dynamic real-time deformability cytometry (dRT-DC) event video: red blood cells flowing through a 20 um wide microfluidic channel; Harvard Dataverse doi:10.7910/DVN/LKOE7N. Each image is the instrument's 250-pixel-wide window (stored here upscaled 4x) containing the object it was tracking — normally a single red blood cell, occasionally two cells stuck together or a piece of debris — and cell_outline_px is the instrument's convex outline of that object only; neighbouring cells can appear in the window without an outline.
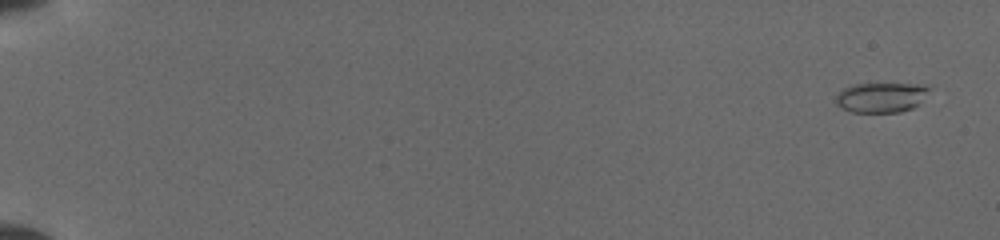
{"species": "common noctule bat (a hibernating species)", "species_latin": "Nyctalus noctula", "temperature_condition": "cold", "stored_images_in_passage": 64, "camera_frame_rate_fps": 3000, "um_per_image_px": 0.085, "animal": {"sex": "female", "body_mass_g": 19.5, "forearm_length_mm": 54.1}, "frame": {"image": 1, "passage_image": 3, "time_ms": 0.667, "image_size_px": [1000, 240], "cell_outline_px": [[932, 84], [916, 104], [912, 108], [900, 112], [852, 112], [840, 108], [836, 104], [836, 96], [844, 88], [852, 84], [876, 80]], "centroid_in_image_um": [74.88, 8.19], "position_along_channel_um": 10.1, "area_um2": 17.22}}
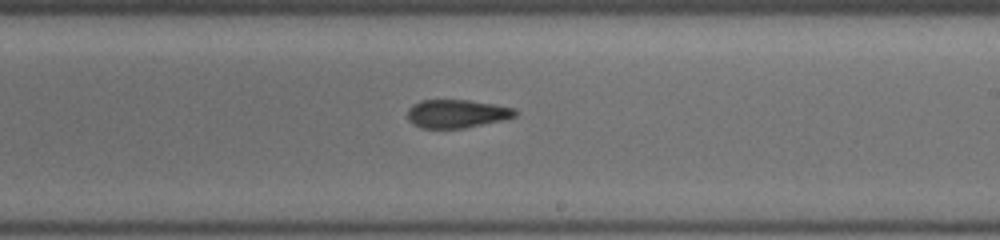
{"frame": {"image": 2, "passage_image": 35, "time_ms": 11.333, "image_size_px": [1000, 240], "cell_outline_px": [[520, 112], [516, 116], [504, 120], [464, 128], [420, 128], [408, 120], [408, 108], [412, 104], [420, 100], [468, 100], [496, 104], [516, 108]], "centroid_in_image_um": [38.86, 9.66], "position_along_channel_um": 250.1, "area_um2": 18.03}}
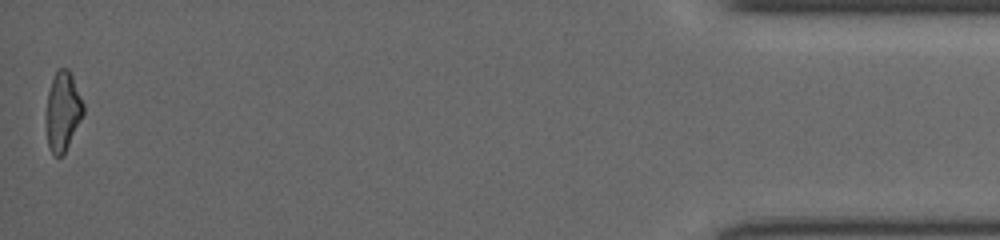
{"frame": {"image": 3, "passage_image": 64, "time_ms": 17.667, "image_size_px": [1000, 240], "cell_outline_px": [[84, 112], [64, 152], [60, 156], [56, 156], [52, 152], [48, 144], [48, 92], [52, 80], [56, 72], [60, 68], [68, 68], [72, 76], [84, 104]], "centroid_in_image_um": [5.37, 9.41], "position_along_channel_um": 429.8, "area_um2": 16.24}}